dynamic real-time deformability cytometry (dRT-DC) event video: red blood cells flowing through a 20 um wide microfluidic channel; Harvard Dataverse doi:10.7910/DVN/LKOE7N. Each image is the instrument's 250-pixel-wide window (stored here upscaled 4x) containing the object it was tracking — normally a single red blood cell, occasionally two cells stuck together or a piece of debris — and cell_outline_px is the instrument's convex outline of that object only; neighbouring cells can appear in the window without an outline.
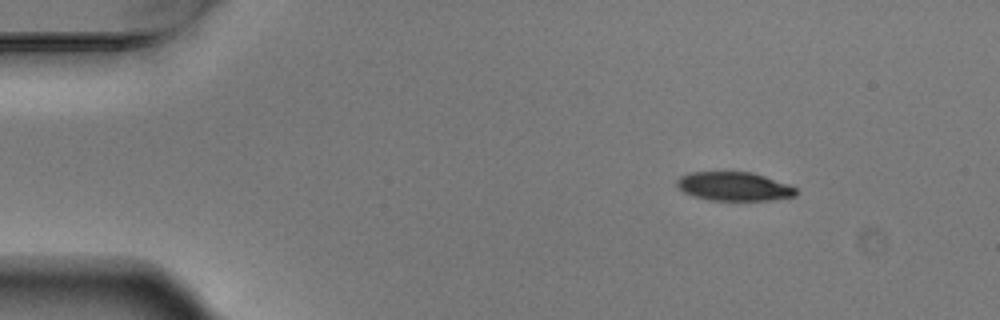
{"species": "Egyptian fruit bat (a non-hibernating species)", "species_latin": "Rousettus aegyptiacus", "temperature_condition": "warm", "stored_images_in_passage": 9, "camera_frame_rate_fps": 3000, "um_per_image_px": 0.085, "animal": {"sex": "male"}, "frame": {"image": 1, "passage_image": 1, "time_ms": 0.0, "image_size_px": [1000, 320], "cell_outline_px": [[800, 192], [796, 196], [768, 200], [712, 200], [696, 196], [684, 192], [676, 184], [676, 180], [680, 176], [688, 172], [752, 172], [788, 184], [796, 188]], "centroid_in_image_um": [62.42, 15.84], "position_along_channel_um": 22.6, "area_um2": 19.88}}
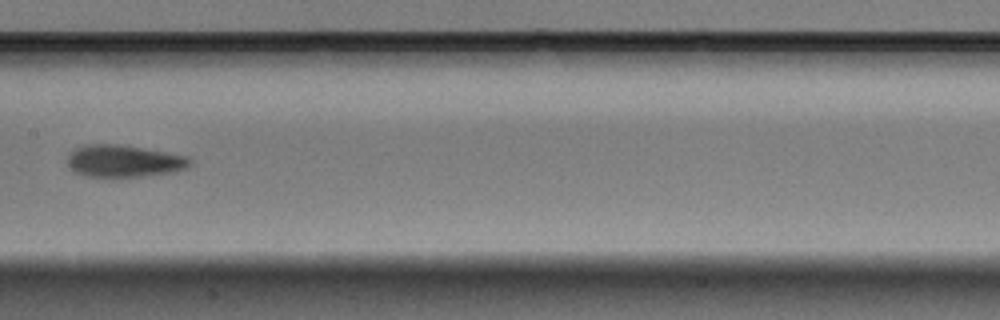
{"frame": {"image": 2, "passage_image": 6, "time_ms": 1.667, "image_size_px": [1000, 320], "cell_outline_px": [[192, 164], [188, 168], [176, 172], [120, 180], [112, 180], [88, 176], [76, 172], [68, 168], [68, 152], [84, 144], [120, 144], [188, 156], [192, 160]], "centroid_in_image_um": [10.54, 13.74], "position_along_channel_um": 196.9, "area_um2": 24.1}}
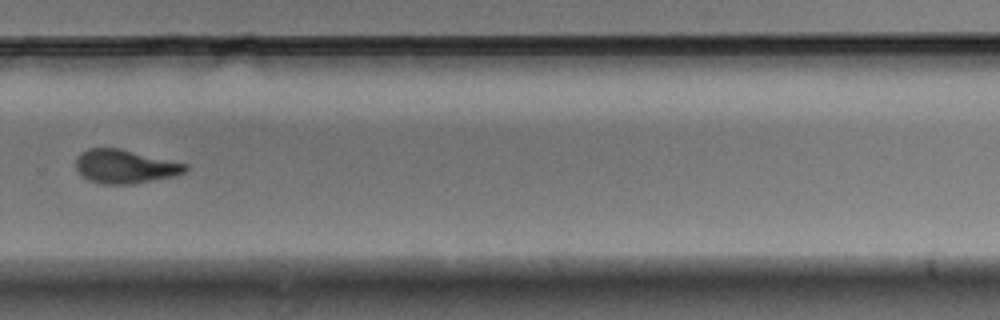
{"frame": {"image": 3, "passage_image": 9, "time_ms": 2.667, "image_size_px": [1000, 320], "cell_outline_px": [[188, 168], [184, 172], [172, 176], [132, 184], [104, 184], [88, 180], [80, 176], [76, 168], [76, 160], [80, 152], [88, 148], [120, 148], [188, 164]], "centroid_in_image_um": [10.58, 14.14], "position_along_channel_um": 319.2, "area_um2": 21.5}}